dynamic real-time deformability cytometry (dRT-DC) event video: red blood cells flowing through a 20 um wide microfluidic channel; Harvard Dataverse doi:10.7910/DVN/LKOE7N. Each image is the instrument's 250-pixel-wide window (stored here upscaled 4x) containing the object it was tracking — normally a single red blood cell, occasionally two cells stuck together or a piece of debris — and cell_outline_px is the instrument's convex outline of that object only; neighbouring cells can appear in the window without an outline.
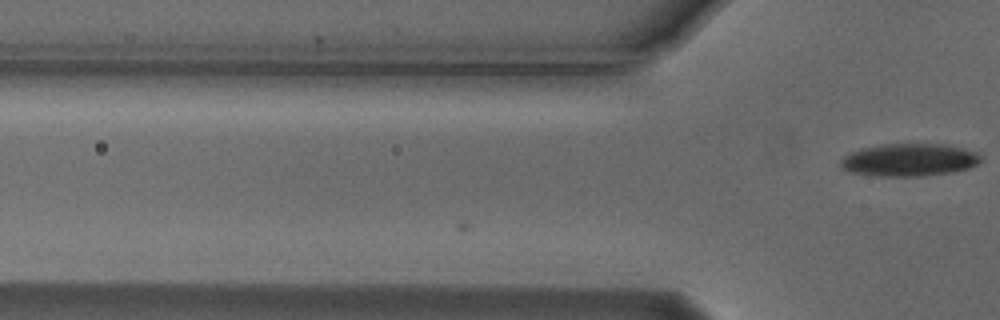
{"species": "Egyptian fruit bat (a non-hibernating species)", "species_latin": "Rousettus aegyptiacus", "temperature_condition": "cold", "stored_images_in_passage": 2, "camera_frame_rate_fps": 3000, "um_per_image_px": 0.085, "animal": {"sex": "male"}, "frame": {"image": 1, "passage_image": 2, "time_ms": 0.333, "image_size_px": [1000, 320], "cell_outline_px": [[984, 160], [968, 168], [952, 172], [924, 176], [876, 176], [852, 172], [844, 168], [840, 164], [840, 160], [844, 156], [852, 152], [880, 144], [948, 144], [976, 152]], "centroid_in_image_um": [77.32, 13.59], "position_along_channel_um": 48.5, "area_um2": 26.53}}